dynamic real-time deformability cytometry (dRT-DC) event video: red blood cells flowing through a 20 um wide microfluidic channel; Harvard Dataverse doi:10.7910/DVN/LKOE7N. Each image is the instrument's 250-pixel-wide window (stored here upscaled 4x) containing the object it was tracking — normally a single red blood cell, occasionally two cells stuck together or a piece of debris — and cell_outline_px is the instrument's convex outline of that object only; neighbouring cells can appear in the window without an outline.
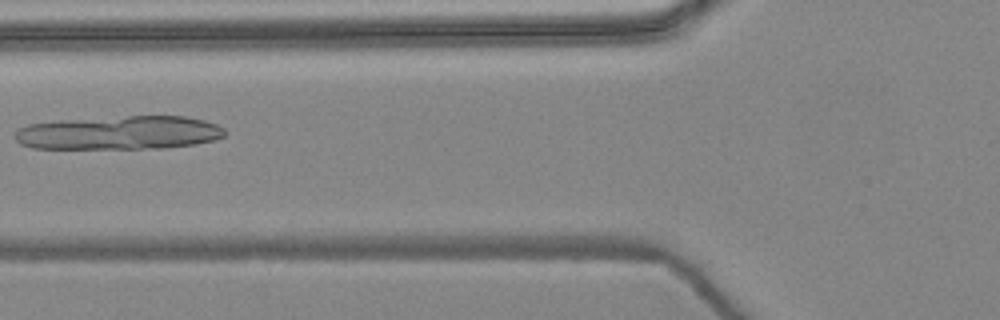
{"species": "common noctule bat (a hibernating species)", "species_latin": "Nyctalus noctula", "temperature_condition": "warm", "stored_images_in_passage": 3, "camera_frame_rate_fps": 3000, "um_per_image_px": 0.085, "animal": {"sex": "female", "body_mass_g": 24.6, "forearm_length_mm": 56.2}, "frame": {"image": 1, "passage_image": 2, "time_ms": 0.333, "image_size_px": [1000, 320], "cell_outline_px": [[224, 136], [216, 140], [196, 144], [164, 148], [32, 148], [20, 144], [16, 140], [16, 128], [28, 124], [60, 120], [128, 116], [184, 116], [204, 120], [216, 124], [224, 128]], "centroid_in_image_um": [10.14, 11.28], "position_along_channel_um": 115.7, "area_um2": 41.21}}
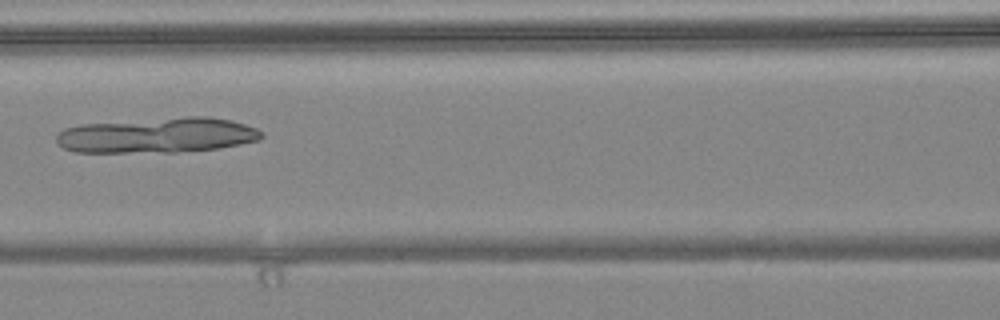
{"frame": {"image": 2, "passage_image": 3, "time_ms": 0.667, "image_size_px": [1000, 320], "cell_outline_px": [[264, 136], [260, 140], [240, 144], [216, 148], [176, 152], [76, 152], [64, 148], [56, 140], [56, 136], [64, 128], [80, 124], [188, 116], [208, 116], [232, 120], [256, 128], [264, 132]], "centroid_in_image_um": [13.41, 11.49], "position_along_channel_um": 153.2, "area_um2": 42.25}}